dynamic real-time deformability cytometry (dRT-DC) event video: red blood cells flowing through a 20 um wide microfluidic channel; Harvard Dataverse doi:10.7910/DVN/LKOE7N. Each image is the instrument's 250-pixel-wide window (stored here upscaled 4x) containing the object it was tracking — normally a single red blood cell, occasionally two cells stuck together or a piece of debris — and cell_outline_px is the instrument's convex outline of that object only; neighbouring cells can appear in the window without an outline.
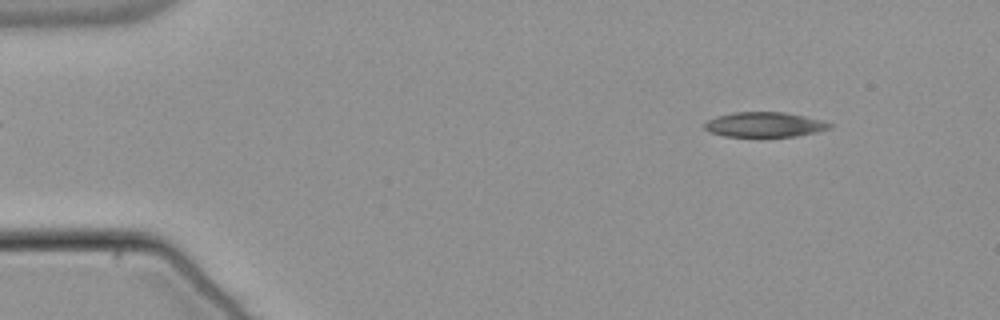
{"species": "common noctule bat (a hibernating species)", "species_latin": "Nyctalus noctula", "temperature_condition": "warm", "stored_images_in_passage": 53, "camera_frame_rate_fps": 3000, "um_per_image_px": 0.085, "animal": {"sex": "male", "body_mass_g": 21.5, "forearm_length_mm": 52.0}, "frame": {"image": 1, "passage_image": 6, "time_ms": 1.667, "image_size_px": [1000, 320], "cell_outline_px": [[832, 128], [816, 132], [796, 136], [724, 136], [708, 132], [704, 128], [704, 124], [708, 120], [716, 116], [732, 112], [784, 112], [804, 116], [820, 120], [832, 124]], "centroid_in_image_um": [64.95, 10.58], "position_along_channel_um": 20.0, "area_um2": 18.09}}
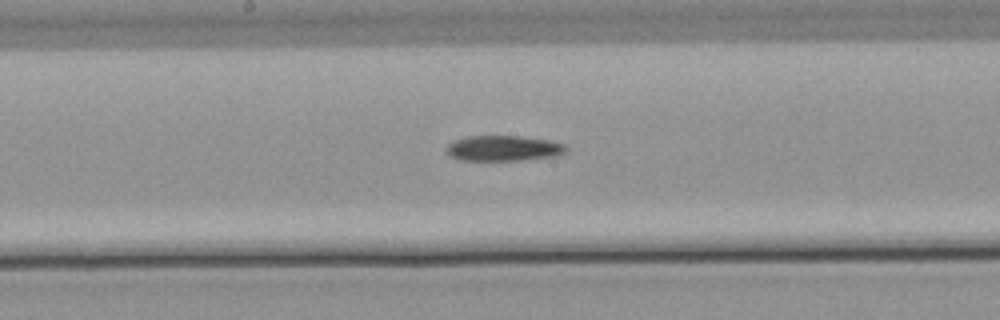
{"frame": {"image": 2, "passage_image": 28, "time_ms": 9.0, "image_size_px": [1000, 320], "cell_outline_px": [[568, 148], [564, 152], [556, 156], [520, 160], [460, 160], [448, 156], [444, 152], [444, 148], [448, 144], [456, 140], [468, 136], [520, 136], [552, 140], [564, 144]], "centroid_in_image_um": [42.76, 12.6], "position_along_channel_um": 205.4, "area_um2": 17.92}}
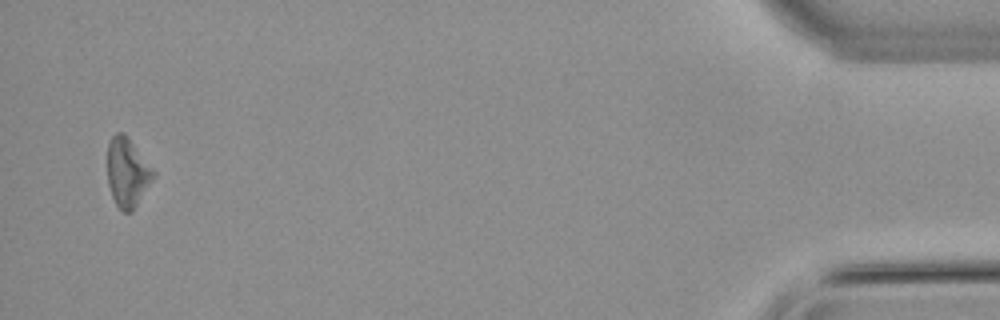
{"frame": {"image": 3, "passage_image": 52, "time_ms": 17.0, "image_size_px": [1000, 320], "cell_outline_px": [[156, 176], [132, 212], [124, 212], [116, 204], [112, 196], [108, 184], [108, 144], [112, 136], [116, 132], [124, 132], [128, 136], [156, 172]], "centroid_in_image_um": [10.85, 14.64], "position_along_channel_um": 424.4, "area_um2": 18.61}}